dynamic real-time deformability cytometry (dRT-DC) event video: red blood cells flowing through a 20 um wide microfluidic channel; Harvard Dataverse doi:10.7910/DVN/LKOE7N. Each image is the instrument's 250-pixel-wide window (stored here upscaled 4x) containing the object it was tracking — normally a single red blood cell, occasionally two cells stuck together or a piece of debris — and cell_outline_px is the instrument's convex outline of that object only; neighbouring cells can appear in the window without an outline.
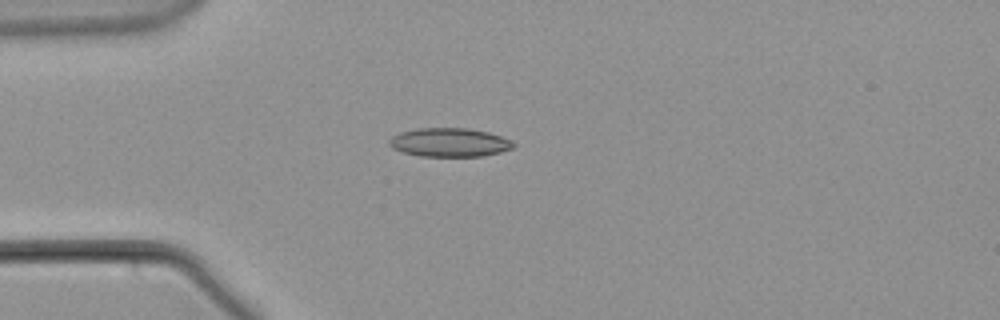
{"species": "common noctule bat (a hibernating species)", "species_latin": "Nyctalus noctula", "temperature_condition": "warm", "stored_images_in_passage": 56, "camera_frame_rate_fps": 3000, "um_per_image_px": 0.085, "animal": {"sex": "male", "body_mass_g": 21.5, "forearm_length_mm": 52.0}, "frame": {"image": 1, "passage_image": 15, "time_ms": 4.667, "image_size_px": [1000, 320], "cell_outline_px": [[516, 144], [512, 148], [500, 152], [480, 156], [420, 156], [400, 152], [392, 148], [388, 144], [388, 140], [392, 136], [400, 132], [416, 128], [468, 128], [488, 132], [512, 140]], "centroid_in_image_um": [38.17, 12.1], "position_along_channel_um": 46.8, "area_um2": 20.92}}
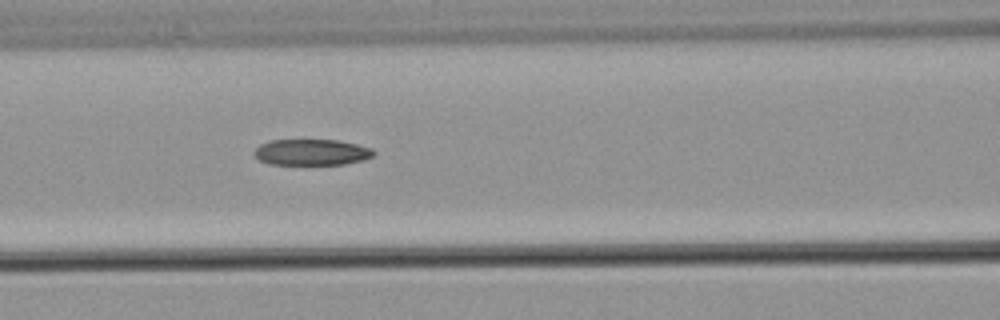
{"frame": {"image": 2, "passage_image": 24, "time_ms": 7.667, "image_size_px": [1000, 320], "cell_outline_px": [[376, 152], [372, 156], [364, 160], [344, 164], [268, 164], [260, 160], [252, 152], [260, 144], [272, 140], [340, 140], [372, 148]], "centroid_in_image_um": [26.5, 12.93], "position_along_channel_um": 140.1, "area_um2": 18.15}}
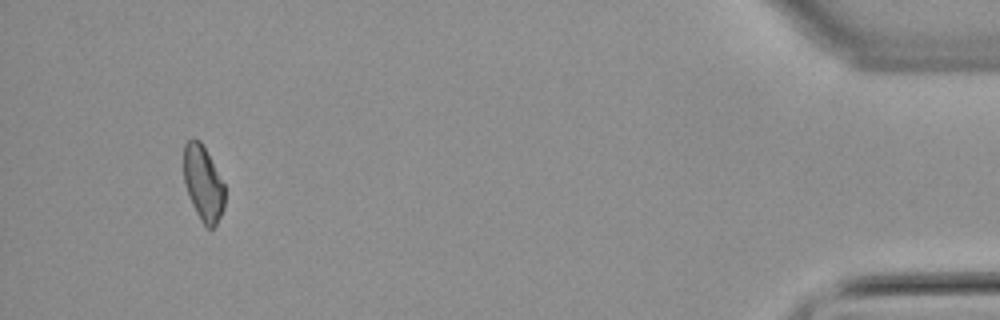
{"frame": {"image": 3, "passage_image": 53, "time_ms": 17.333, "image_size_px": [1000, 320], "cell_outline_px": [[224, 208], [216, 224], [212, 228], [208, 228], [200, 220], [188, 196], [184, 180], [184, 144], [188, 140], [200, 140], [224, 184]], "centroid_in_image_um": [17.26, 15.6], "position_along_channel_um": 417.9, "area_um2": 17.69}}